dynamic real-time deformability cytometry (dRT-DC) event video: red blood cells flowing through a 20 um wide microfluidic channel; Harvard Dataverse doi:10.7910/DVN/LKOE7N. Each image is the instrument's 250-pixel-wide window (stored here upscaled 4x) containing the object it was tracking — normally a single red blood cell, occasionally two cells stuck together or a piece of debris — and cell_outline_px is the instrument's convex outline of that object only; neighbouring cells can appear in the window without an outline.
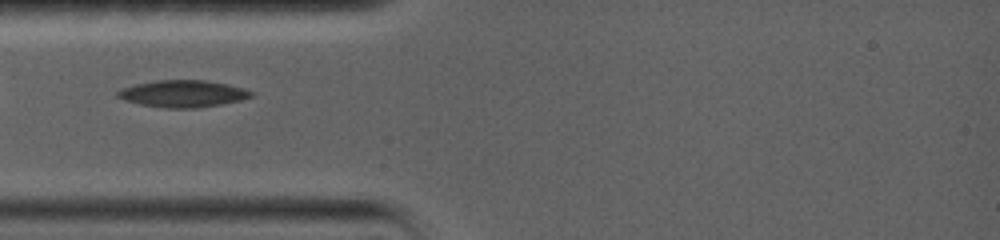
{"species": "common noctule bat (a hibernating species)", "species_latin": "Nyctalus noctula", "temperature_condition": "warm", "stored_images_in_passage": 38, "camera_frame_rate_fps": 5000, "um_per_image_px": 0.085, "animal": {"sex": "female", "body_mass_g": 19.0, "forearm_length_mm": 56.7}, "frame": {"image": 1, "passage_image": 1, "time_ms": 0.0, "image_size_px": [1000, 240], "cell_outline_px": [[256, 96], [240, 100], [220, 104], [196, 108], [164, 108], [140, 104], [124, 100], [116, 96], [116, 92], [120, 88], [136, 84], [156, 80], [204, 80], [228, 84], [244, 88], [256, 92]], "centroid_in_image_um": [15.57, 7.96], "position_along_channel_um": 69.4, "area_um2": 21.15}}
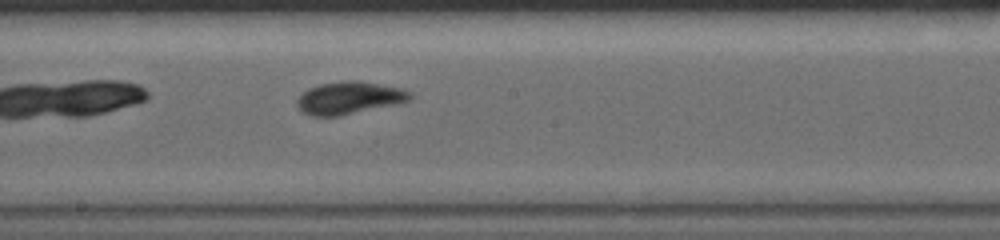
{"frame": {"image": 2, "passage_image": 13, "time_ms": 4.0, "image_size_px": [1000, 240], "cell_outline_px": [[412, 100], [400, 104], [340, 116], [308, 116], [300, 112], [296, 104], [296, 100], [308, 88], [320, 84], [340, 80], [360, 80], [400, 88], [412, 92]], "centroid_in_image_um": [29.69, 8.33], "position_along_channel_um": 218.5, "area_um2": 21.96}}
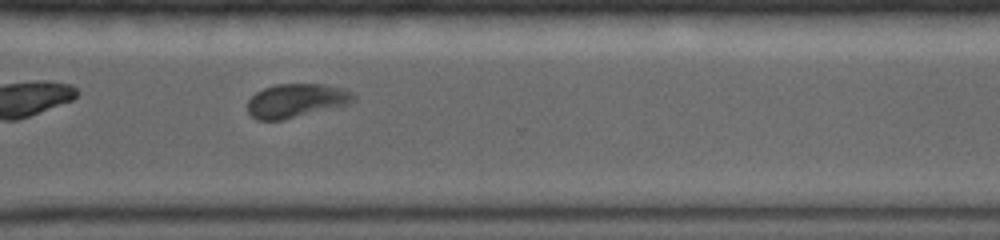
{"frame": {"image": 3, "passage_image": 26, "time_ms": 7.4, "image_size_px": [1000, 240], "cell_outline_px": [[356, 100], [348, 104], [284, 120], [256, 120], [248, 112], [248, 100], [256, 92], [264, 88], [276, 84], [324, 84], [340, 88], [356, 96]], "centroid_in_image_um": [25.15, 8.56], "position_along_channel_um": 345.5, "area_um2": 20.75}}